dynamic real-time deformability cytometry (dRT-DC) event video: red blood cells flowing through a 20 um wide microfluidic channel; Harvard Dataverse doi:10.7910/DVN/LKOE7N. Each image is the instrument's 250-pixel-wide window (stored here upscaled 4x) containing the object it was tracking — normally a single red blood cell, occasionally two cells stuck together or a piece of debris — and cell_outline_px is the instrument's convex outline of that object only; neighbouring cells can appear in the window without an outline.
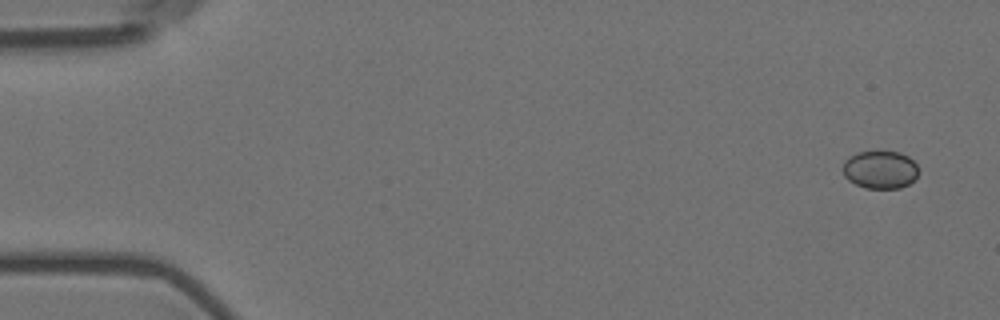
{"species": "Egyptian fruit bat (a non-hibernating species)", "species_latin": "Rousettus aegyptiacus", "temperature_condition": "room temperature", "stored_images_in_passage": 6, "segment_of_instrument_passage": [2, 2], "camera_frame_rate_fps": 3000, "um_per_image_px": 0.085, "animal": {"sex": "female"}, "frame": {"image": 1, "passage_image": 6, "time_ms": 1.667, "image_size_px": [1000, 320], "cell_outline_px": [[916, 176], [908, 184], [900, 188], [864, 188], [848, 180], [844, 176], [844, 160], [848, 156], [860, 152], [876, 148], [900, 152], [908, 156], [916, 164]], "centroid_in_image_um": [74.78, 14.37], "position_along_channel_um": 10.2, "area_um2": 17.05}}